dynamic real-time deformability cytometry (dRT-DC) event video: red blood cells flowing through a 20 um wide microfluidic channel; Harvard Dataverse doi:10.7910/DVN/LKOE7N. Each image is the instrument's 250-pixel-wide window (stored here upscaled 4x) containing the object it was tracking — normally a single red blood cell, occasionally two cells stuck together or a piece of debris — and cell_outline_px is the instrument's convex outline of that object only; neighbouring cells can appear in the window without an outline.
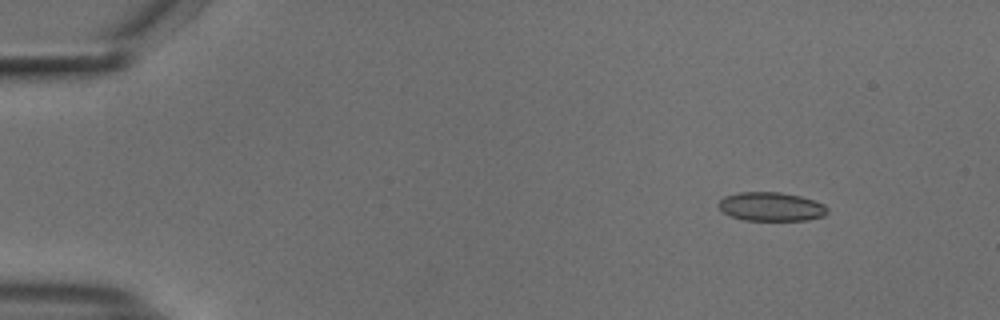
{"species": "common noctule bat (a hibernating species)", "species_latin": "Nyctalus noctula", "temperature_condition": "cold", "stored_images_in_passage": 55, "camera_frame_rate_fps": 3000, "um_per_image_px": 0.085, "animal": {"sex": "male", "body_mass_g": 18.8}, "frame": {"image": 1, "passage_image": 7, "time_ms": 2.0, "image_size_px": [1000, 320], "cell_outline_px": [[828, 212], [824, 216], [808, 220], [744, 220], [732, 216], [724, 212], [720, 208], [720, 200], [724, 196], [740, 192], [780, 192], [800, 196], [824, 204], [828, 208]], "centroid_in_image_um": [65.58, 17.56], "position_along_channel_um": 19.4, "area_um2": 18.15}}
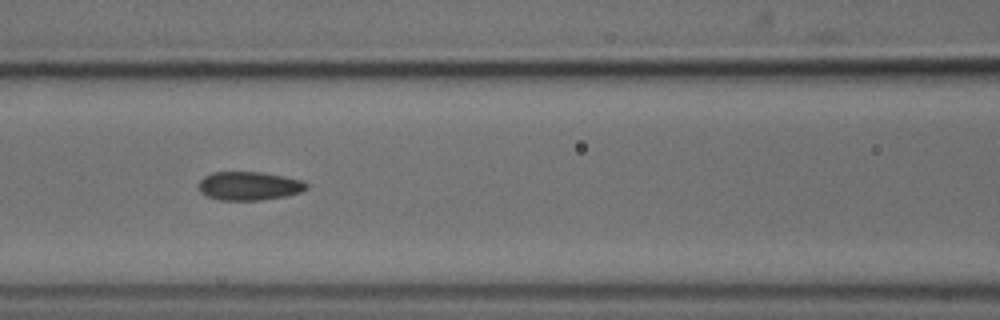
{"frame": {"image": 2, "passage_image": 25, "time_ms": 8.0, "image_size_px": [1000, 320], "cell_outline_px": [[308, 188], [300, 192], [284, 196], [260, 200], [220, 200], [208, 196], [200, 192], [196, 188], [200, 180], [204, 176], [212, 172], [264, 172], [304, 180], [308, 184]], "centroid_in_image_um": [21.16, 15.79], "position_along_channel_um": 145.4, "area_um2": 18.15}}
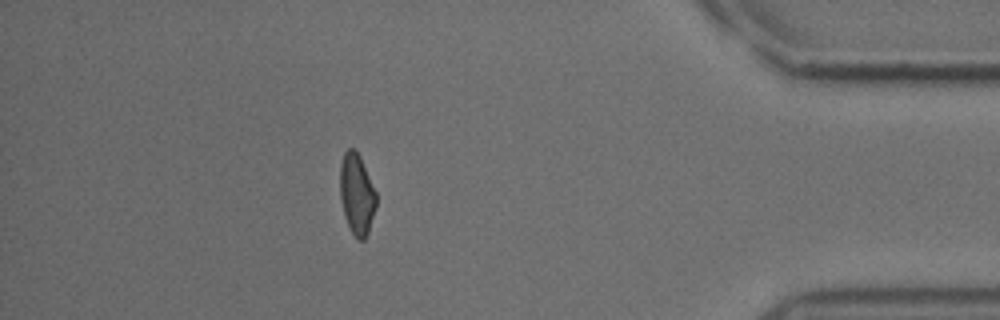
{"frame": {"image": 3, "passage_image": 49, "time_ms": 16.0, "image_size_px": [1000, 320], "cell_outline_px": [[376, 208], [368, 232], [364, 240], [360, 240], [352, 232], [344, 216], [340, 200], [340, 164], [344, 152], [348, 148], [356, 148], [360, 156], [376, 192]], "centroid_in_image_um": [30.32, 16.47], "position_along_channel_um": 404.9, "area_um2": 17.11}, "authors_computed_cell_mechanics": {"area_um2": 18.207, "velocity_mm_per_s": 3.7354, "shape_relaxation_time_tau1_ms": null, "shape_relaxation_time_tau2_ms": 2.3943, "deformation_change_tau1": null, "deformation_change_tau2": 0.0724}}